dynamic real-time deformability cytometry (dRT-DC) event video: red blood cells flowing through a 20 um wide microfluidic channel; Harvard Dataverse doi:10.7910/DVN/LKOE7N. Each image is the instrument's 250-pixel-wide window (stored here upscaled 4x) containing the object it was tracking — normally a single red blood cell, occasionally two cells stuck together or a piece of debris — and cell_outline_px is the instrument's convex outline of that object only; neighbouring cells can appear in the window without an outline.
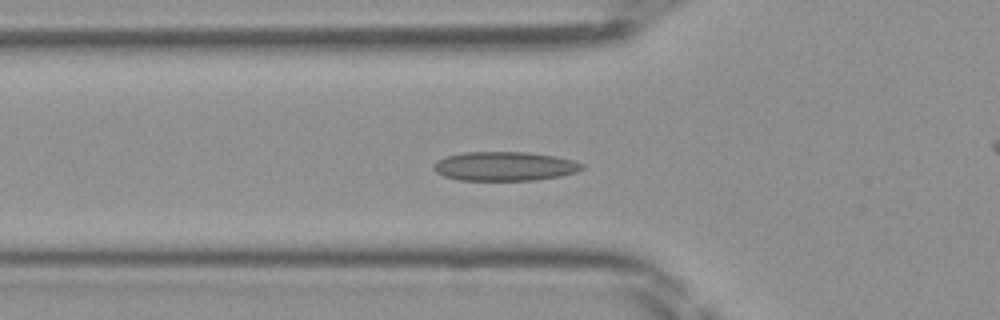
{"species": "Egyptian fruit bat (a non-hibernating species)", "species_latin": "Rousettus aegyptiacus", "temperature_condition": "room temperature", "stored_images_in_passage": 49, "camera_frame_rate_fps": 3000, "um_per_image_px": 0.085, "frame": {"image": 1, "passage_image": 17, "time_ms": 5.333, "image_size_px": [1000, 320], "cell_outline_px": [[584, 168], [576, 172], [560, 176], [532, 180], [460, 180], [444, 176], [436, 172], [432, 168], [432, 164], [436, 160], [448, 156], [464, 152], [524, 152], [556, 156], [572, 160], [584, 164]], "centroid_in_image_um": [42.87, 14.13], "position_along_channel_um": 82.9, "area_um2": 25.14}}
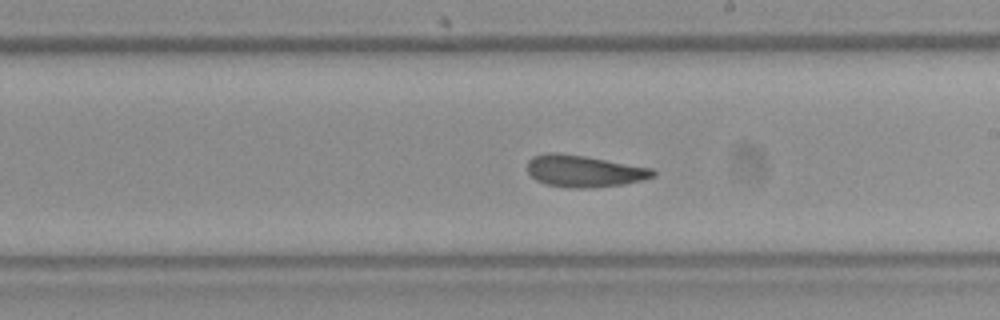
{"frame": {"image": 2, "passage_image": 28, "time_ms": 9.0, "image_size_px": [1000, 320], "cell_outline_px": [[656, 176], [644, 180], [624, 184], [596, 188], [572, 188], [544, 184], [536, 180], [528, 172], [528, 160], [532, 156], [548, 152], [560, 152], [584, 156], [652, 168], [656, 172]], "centroid_in_image_um": [49.65, 14.55], "position_along_channel_um": 239.4, "area_um2": 23.52}}
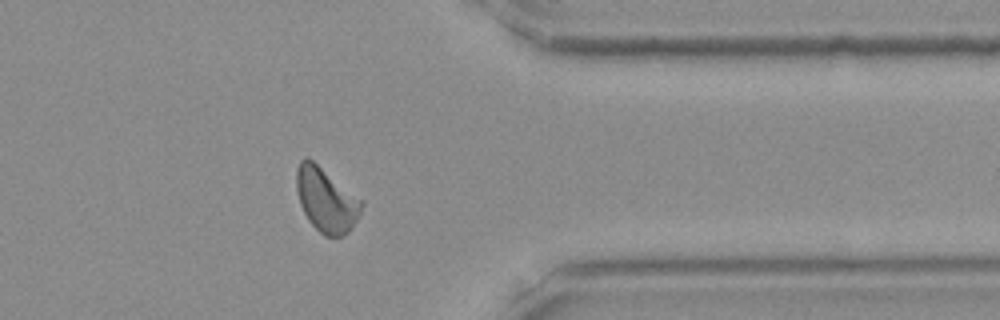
{"frame": {"image": 3, "passage_image": 39, "time_ms": 12.667, "image_size_px": [1000, 320], "cell_outline_px": [[364, 204], [352, 228], [344, 236], [324, 236], [308, 220], [300, 204], [296, 188], [296, 168], [300, 160], [304, 156], [312, 160], [364, 200]], "centroid_in_image_um": [27.73, 16.98], "position_along_channel_um": 383.7, "area_um2": 24.45}}